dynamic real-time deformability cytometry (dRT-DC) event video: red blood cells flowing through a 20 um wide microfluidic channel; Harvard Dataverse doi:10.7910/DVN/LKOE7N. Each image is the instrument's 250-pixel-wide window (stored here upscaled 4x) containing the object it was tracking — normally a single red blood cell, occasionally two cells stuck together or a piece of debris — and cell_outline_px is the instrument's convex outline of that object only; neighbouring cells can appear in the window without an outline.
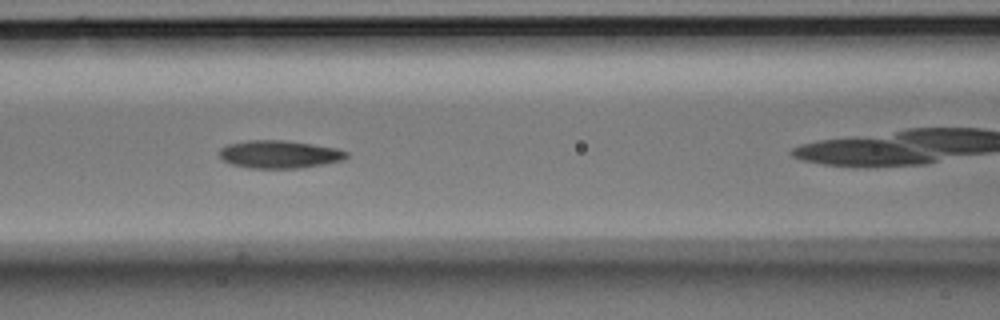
{"species": "Egyptian fruit bat (a non-hibernating species)", "species_latin": "Rousettus aegyptiacus", "temperature_condition": "room temperature", "stored_images_in_passage": 8, "camera_frame_rate_fps": 3000, "um_per_image_px": 0.085, "animal": {"sex": "male"}, "frame": {"image": 1, "passage_image": 4, "time_ms": 1.0, "image_size_px": [1000, 320], "cell_outline_px": [[348, 156], [344, 160], [324, 164], [300, 168], [248, 168], [232, 164], [224, 160], [220, 156], [220, 148], [228, 144], [248, 140], [284, 140], [312, 144], [336, 148], [348, 152]], "centroid_in_image_um": [23.76, 13.11], "position_along_channel_um": 142.8, "area_um2": 20.58}}